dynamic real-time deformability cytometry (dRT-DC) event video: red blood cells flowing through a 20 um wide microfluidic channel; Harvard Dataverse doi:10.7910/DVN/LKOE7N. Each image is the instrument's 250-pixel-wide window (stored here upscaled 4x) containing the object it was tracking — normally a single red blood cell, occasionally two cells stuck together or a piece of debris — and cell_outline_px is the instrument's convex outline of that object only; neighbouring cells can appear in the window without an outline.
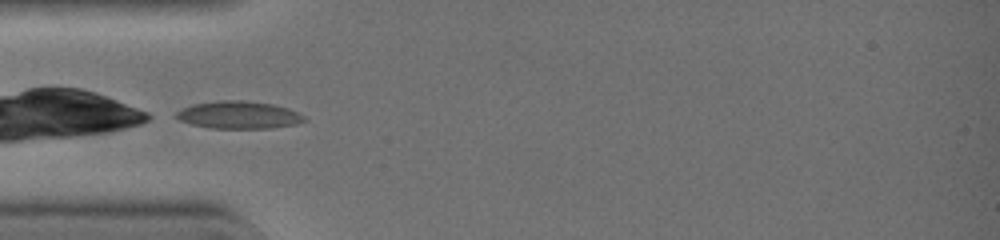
{"species": "common noctule bat (a hibernating species)", "species_latin": "Nyctalus noctula", "temperature_condition": "warm", "stored_images_in_passage": 13, "camera_frame_rate_fps": 3000, "um_per_image_px": 0.085, "animal": {"sex": "female", "body_mass_g": 19.0, "forearm_length_mm": 51.5}, "frame": {"image": 1, "passage_image": 1, "time_ms": 0.0, "image_size_px": [1000, 240], "cell_outline_px": [[308, 120], [296, 124], [272, 128], [208, 128], [192, 124], [180, 120], [176, 116], [176, 112], [192, 104], [220, 100], [240, 100], [272, 104], [288, 108], [304, 116]], "centroid_in_image_um": [20.31, 9.77], "position_along_channel_um": 64.7, "area_um2": 20.4}}
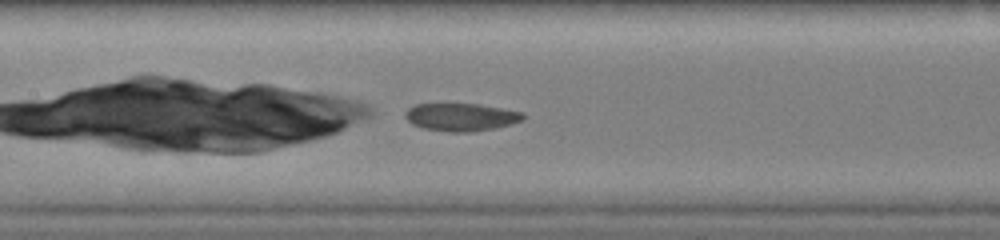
{"frame": {"image": 2, "passage_image": 8, "time_ms": 2.333, "image_size_px": [1000, 240], "cell_outline_px": [[524, 120], [512, 124], [496, 128], [472, 132], [448, 132], [424, 128], [412, 124], [404, 116], [404, 112], [408, 108], [416, 104], [476, 104], [524, 112]], "centroid_in_image_um": [39.2, 9.96], "position_along_channel_um": 168.2, "area_um2": 19.13}}
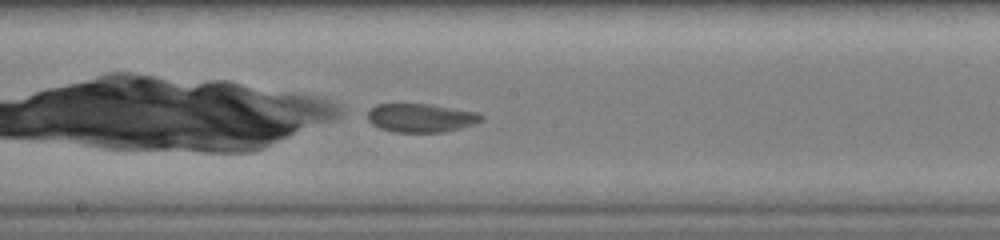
{"frame": {"image": 3, "passage_image": 11, "time_ms": 3.333, "image_size_px": [1000, 240], "cell_outline_px": [[484, 120], [476, 124], [444, 132], [392, 132], [380, 128], [372, 124], [368, 120], [368, 112], [376, 104], [428, 104], [476, 112], [484, 116]], "centroid_in_image_um": [35.8, 10.03], "position_along_channel_um": 212.4, "area_um2": 18.96}}